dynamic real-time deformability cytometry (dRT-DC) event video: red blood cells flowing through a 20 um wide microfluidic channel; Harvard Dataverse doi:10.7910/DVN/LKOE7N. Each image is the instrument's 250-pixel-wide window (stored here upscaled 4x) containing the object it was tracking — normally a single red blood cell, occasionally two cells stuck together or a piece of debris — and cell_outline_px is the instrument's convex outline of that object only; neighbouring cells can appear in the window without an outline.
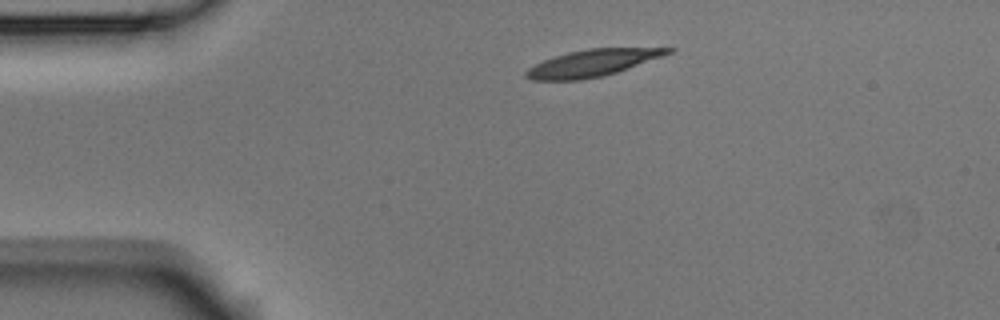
{"species": "Egyptian fruit bat (a non-hibernating species)", "species_latin": "Rousettus aegyptiacus", "temperature_condition": "room temperature", "stored_images_in_passage": 2, "camera_frame_rate_fps": 3000, "um_per_image_px": 0.085, "animal": {"sex": "male"}, "frame": {"image": 1, "passage_image": 1, "time_ms": 0.0, "image_size_px": [1000, 320], "cell_outline_px": [[676, 48], [672, 52], [664, 56], [604, 76], [580, 80], [532, 80], [524, 76], [524, 72], [528, 68], [552, 56], [568, 52], [588, 48]], "centroid_in_image_um": [50.33, 5.35], "position_along_channel_um": 34.7, "area_um2": 22.2}}